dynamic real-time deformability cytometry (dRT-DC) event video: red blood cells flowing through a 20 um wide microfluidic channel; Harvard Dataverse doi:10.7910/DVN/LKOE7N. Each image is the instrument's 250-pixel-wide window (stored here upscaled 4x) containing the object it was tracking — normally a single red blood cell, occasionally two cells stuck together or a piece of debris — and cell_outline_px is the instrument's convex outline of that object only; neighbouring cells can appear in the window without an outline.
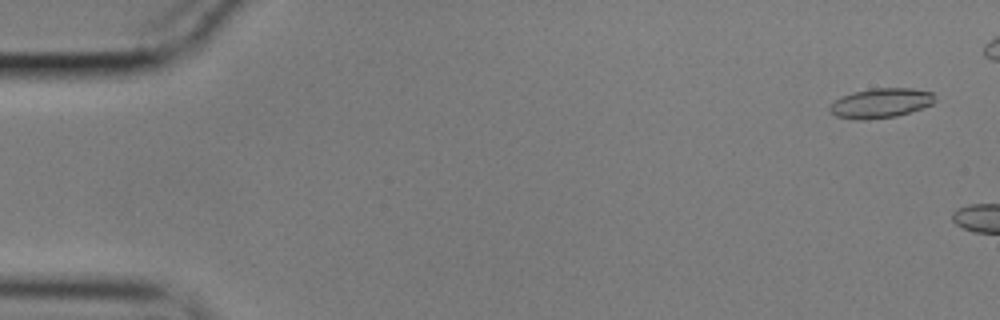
{"species": "common noctule bat (a hibernating species)", "species_latin": "Nyctalus noctula", "temperature_condition": "cold", "stored_images_in_passage": 7, "camera_frame_rate_fps": 3000, "um_per_image_px": 0.085, "animal": {"sex": "male", "body_mass_g": 17.9}, "frame": {"image": 1, "passage_image": 3, "time_ms": 0.667, "image_size_px": [1000, 320], "cell_outline_px": [[936, 100], [932, 104], [896, 116], [864, 120], [860, 120], [836, 116], [828, 108], [836, 100], [852, 92], [872, 88], [912, 88], [932, 92]], "centroid_in_image_um": [74.88, 8.75], "position_along_channel_um": 10.1, "area_um2": 17.92}}